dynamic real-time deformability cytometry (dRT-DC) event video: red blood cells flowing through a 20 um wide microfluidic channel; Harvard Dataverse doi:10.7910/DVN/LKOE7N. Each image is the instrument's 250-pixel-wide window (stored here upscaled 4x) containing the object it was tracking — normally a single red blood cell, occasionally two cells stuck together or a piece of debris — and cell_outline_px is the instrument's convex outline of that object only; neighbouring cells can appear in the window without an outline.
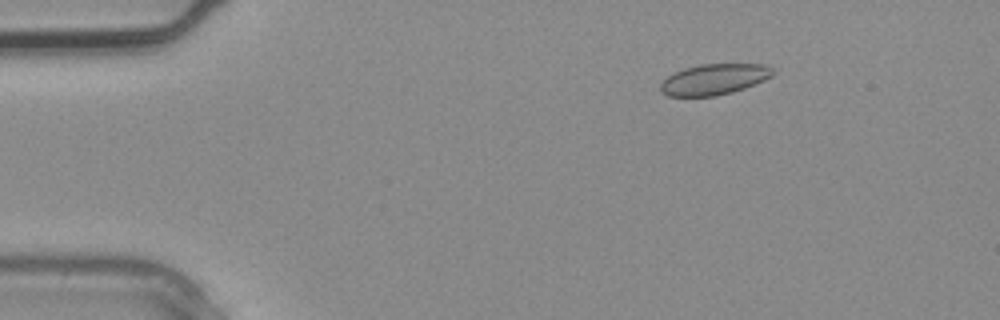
{"species": "common noctule bat (a hibernating species)", "species_latin": "Nyctalus noctula", "temperature_condition": "warm", "stored_images_in_passage": 3, "camera_frame_rate_fps": 3000, "um_per_image_px": 0.085, "animal": {"sex": "male", "body_mass_g": 20.4}, "frame": {"image": 1, "passage_image": 2, "time_ms": 0.333, "image_size_px": [1000, 320], "cell_outline_px": [[776, 72], [772, 76], [764, 80], [744, 88], [732, 92], [716, 96], [668, 96], [660, 92], [660, 84], [668, 76], [684, 68], [700, 64], [768, 64]], "centroid_in_image_um": [60.72, 6.74], "position_along_channel_um": 24.3, "area_um2": 20.23}}
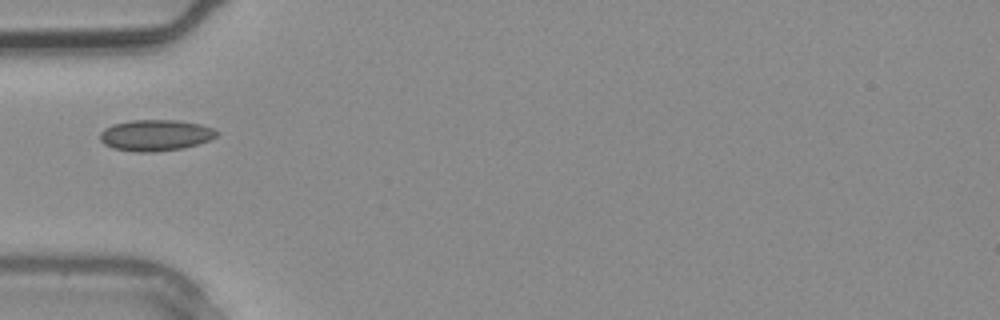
{"frame": {"image": 2, "passage_image": 3, "time_ms": 0.667, "image_size_px": [1000, 320], "cell_outline_px": [[220, 132], [216, 136], [208, 140], [184, 148], [152, 152], [136, 152], [112, 148], [104, 144], [100, 140], [100, 132], [104, 128], [112, 124], [132, 120], [176, 120], [200, 124], [212, 128]], "centroid_in_image_um": [13.19, 11.49], "position_along_channel_um": 71.8, "area_um2": 21.21}}